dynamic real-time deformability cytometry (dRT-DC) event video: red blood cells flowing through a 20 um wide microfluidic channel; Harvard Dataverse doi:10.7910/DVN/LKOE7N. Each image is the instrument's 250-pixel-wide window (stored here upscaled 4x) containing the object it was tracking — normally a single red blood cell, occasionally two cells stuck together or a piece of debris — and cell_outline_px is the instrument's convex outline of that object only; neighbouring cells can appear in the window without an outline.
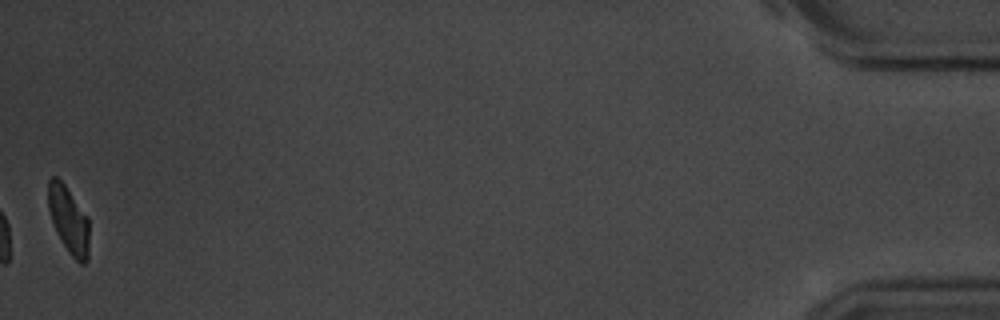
{"species": "common noctule bat (a hibernating species)", "species_latin": "Nyctalus noctula", "temperature_condition": "room temperature", "stored_images_in_passage": 42, "camera_frame_rate_fps": 3000, "um_per_image_px": 0.085, "animal": {"sex": "male", "body_mass_g": 20.1, "forearm_length_mm": 53.5}, "frame": {"image": 1, "passage_image": 42, "time_ms": 13.667, "image_size_px": [1000, 320], "cell_outline_px": [[88, 260], [84, 264], [80, 264], [68, 252], [56, 232], [48, 208], [48, 180], [52, 176], [56, 176], [64, 184], [88, 216]], "centroid_in_image_um": [5.83, 18.69], "position_along_channel_um": 429.4, "area_um2": 15.95}, "authors_computed_cell_mechanics": {"area_um2": 17.5134, "velocity_mm_per_s": 3.5667, "shape_relaxation_time_tau1_ms": 2.5188, "shape_relaxation_time_tau2_ms": 2.8992, "deformation_change_tau1": 0.1066, "deformation_change_tau2": 0.087}}